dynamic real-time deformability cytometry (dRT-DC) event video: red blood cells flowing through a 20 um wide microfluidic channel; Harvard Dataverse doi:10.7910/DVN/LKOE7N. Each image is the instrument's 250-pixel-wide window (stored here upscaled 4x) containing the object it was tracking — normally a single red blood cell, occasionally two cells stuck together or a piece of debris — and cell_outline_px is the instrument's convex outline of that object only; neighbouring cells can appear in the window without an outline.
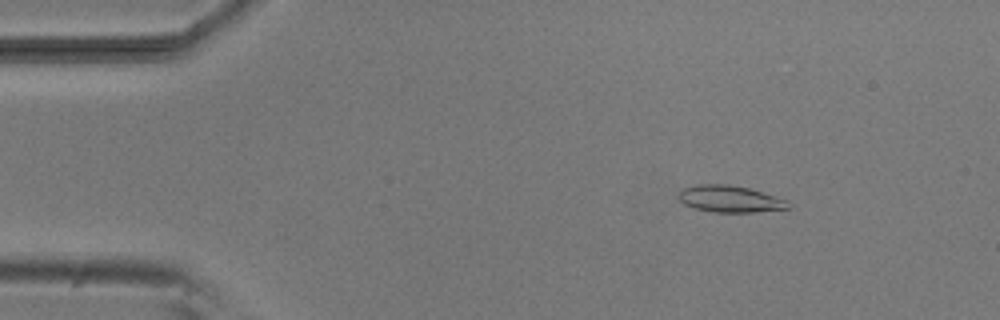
{"species": "common noctule bat (a hibernating species)", "species_latin": "Nyctalus noctula", "temperature_condition": "room temperature", "stored_images_in_passage": 52, "camera_frame_rate_fps": 3000, "um_per_image_px": 0.085, "animal": {"sex": "male", "body_mass_g": 20.5, "forearm_length_mm": 52.5}, "frame": {"image": 1, "passage_image": 7, "time_ms": 2.0, "image_size_px": [1000, 320], "cell_outline_px": [[788, 208], [752, 212], [712, 212], [692, 208], [684, 204], [676, 196], [684, 188], [696, 184], [728, 184], [748, 188], [776, 196], [784, 200]], "centroid_in_image_um": [61.94, 16.9], "position_along_channel_um": 23.1, "area_um2": 16.88}}
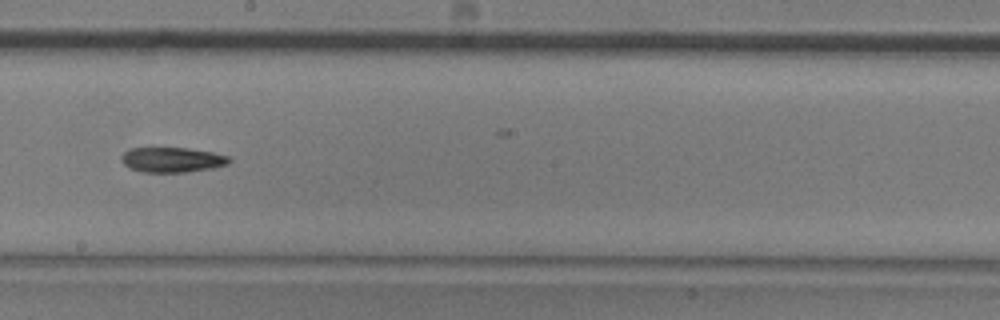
{"frame": {"image": 2, "passage_image": 29, "time_ms": 9.333, "image_size_px": [1000, 320], "cell_outline_px": [[232, 160], [228, 164], [212, 168], [188, 172], [140, 172], [128, 168], [120, 160], [120, 156], [128, 148], [188, 148], [212, 152], [228, 156]], "centroid_in_image_um": [14.59, 13.58], "position_along_channel_um": 233.6, "area_um2": 15.9}}
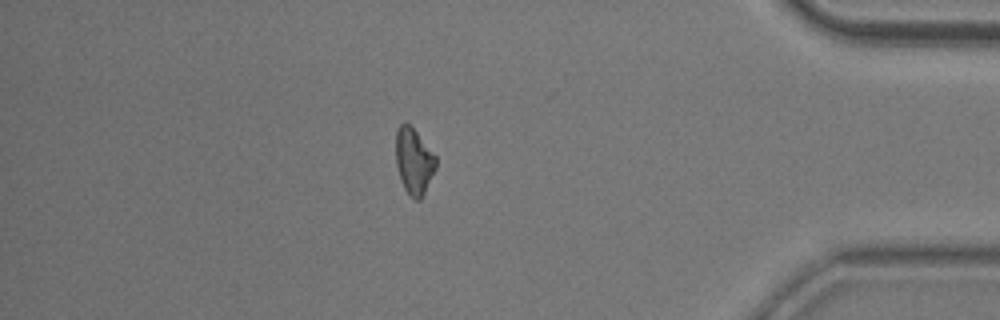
{"frame": {"image": 3, "passage_image": 45, "time_ms": 14.667, "image_size_px": [1000, 320], "cell_outline_px": [[436, 168], [420, 200], [416, 200], [404, 188], [400, 180], [396, 164], [396, 132], [400, 124], [404, 120], [416, 132], [436, 156]], "centroid_in_image_um": [35.16, 13.68], "position_along_channel_um": 400.0, "area_um2": 15.2}, "authors_computed_cell_mechanics": {"area_um2": 16.0395, "velocity_mm_per_s": 3.8467, "shape_relaxation_time_tau1_ms": 6.7011, "shape_relaxation_time_tau2_ms": 6.1438, "deformation_change_tau1": 0.1893, "deformation_change_tau2": 0.1581}}